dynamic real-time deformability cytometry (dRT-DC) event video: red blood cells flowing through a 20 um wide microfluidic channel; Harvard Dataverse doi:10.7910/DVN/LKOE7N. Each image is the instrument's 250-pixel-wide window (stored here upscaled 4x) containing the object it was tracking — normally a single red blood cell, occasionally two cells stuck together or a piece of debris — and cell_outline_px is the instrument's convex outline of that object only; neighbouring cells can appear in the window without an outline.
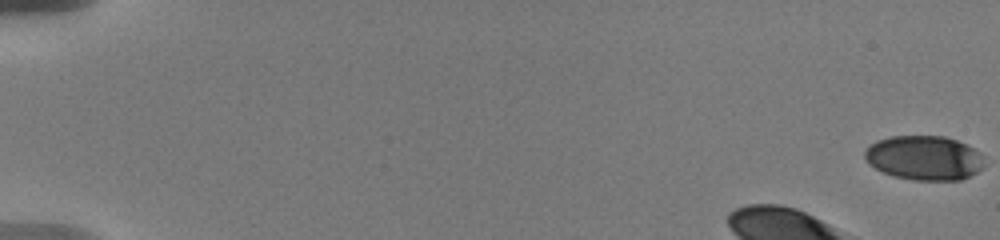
{"species": "human", "species_latin": "Homo sapiens", "temperature_condition": "warm", "stored_images_in_passage": 40, "camera_frame_rate_fps": 3000, "um_per_image_px": 0.085, "donor": {"sex": "male"}, "frame": {"image": 1, "passage_image": 1, "time_ms": 0.0, "image_size_px": [1000, 240], "cell_outline_px": [[984, 164], [976, 172], [960, 180], [912, 180], [892, 176], [868, 164], [864, 160], [864, 152], [876, 140], [892, 136], [944, 136], [956, 140], [980, 152]], "centroid_in_image_um": [78.52, 13.42], "position_along_channel_um": 6.5, "area_um2": 30.81}}
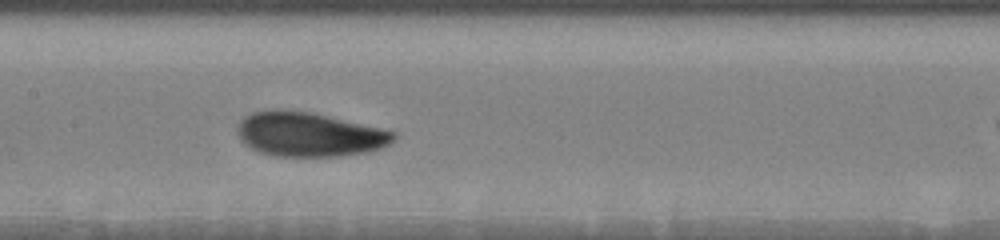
{"frame": {"image": 2, "passage_image": 23, "time_ms": 8.333, "image_size_px": [1000, 240], "cell_outline_px": [[396, 140], [380, 148], [368, 152], [340, 156], [272, 156], [260, 152], [244, 144], [240, 140], [236, 128], [240, 120], [244, 116], [252, 112], [268, 108], [280, 108], [312, 112], [380, 128], [396, 132]], "centroid_in_image_um": [26.23, 11.4], "position_along_channel_um": 181.2, "area_um2": 40.81}}
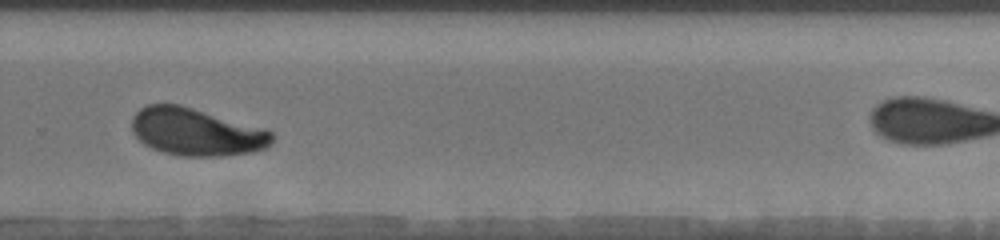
{"frame": {"image": 3, "passage_image": 33, "time_ms": 12.0, "image_size_px": [1000, 240], "cell_outline_px": [[276, 136], [272, 144], [264, 148], [252, 152], [224, 156], [180, 156], [160, 152], [144, 144], [132, 132], [132, 116], [140, 108], [148, 104], [180, 104], [268, 128]], "centroid_in_image_um": [16.73, 11.21], "position_along_channel_um": 313.1, "area_um2": 39.54}}